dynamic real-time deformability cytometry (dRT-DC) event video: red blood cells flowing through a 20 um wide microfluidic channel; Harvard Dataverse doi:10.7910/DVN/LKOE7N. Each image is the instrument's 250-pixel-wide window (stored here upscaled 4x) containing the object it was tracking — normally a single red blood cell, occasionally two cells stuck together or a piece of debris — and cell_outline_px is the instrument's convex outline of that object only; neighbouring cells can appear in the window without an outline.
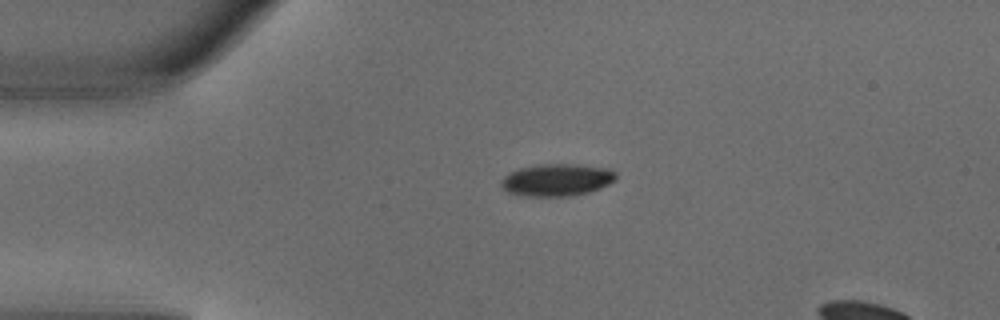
{"species": "common noctule bat (a hibernating species)", "species_latin": "Nyctalus noctula", "temperature_condition": "warm", "stored_images_in_passage": 4, "camera_frame_rate_fps": 3000, "um_per_image_px": 0.085, "animal": {"sex": "male", "body_mass_g": 18.8}, "frame": {"image": 1, "passage_image": 1, "time_ms": 0.0, "image_size_px": [1000, 320], "cell_outline_px": [[616, 180], [600, 188], [588, 192], [568, 196], [520, 196], [508, 192], [500, 184], [500, 180], [508, 172], [520, 168], [536, 164], [576, 164], [612, 168], [616, 172]], "centroid_in_image_um": [47.33, 15.28], "position_along_channel_um": 37.7, "area_um2": 21.85}}
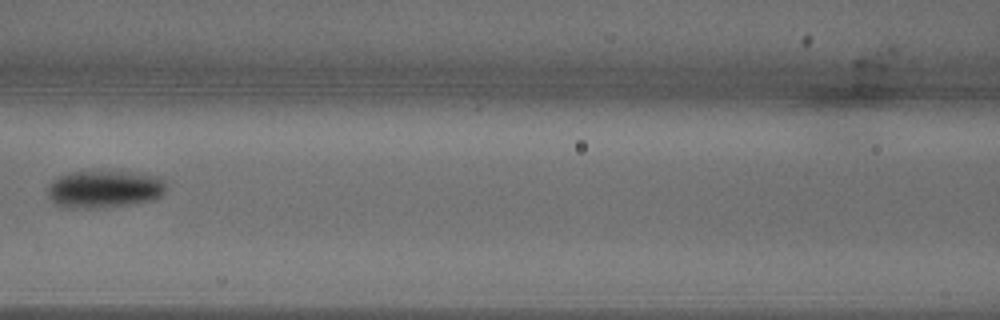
{"frame": {"image": 2, "passage_image": 4, "time_ms": 1.0, "image_size_px": [1000, 320], "cell_outline_px": [[164, 192], [160, 196], [152, 200], [132, 204], [104, 208], [72, 208], [56, 204], [48, 196], [48, 188], [52, 180], [60, 176], [72, 172], [132, 172], [160, 176], [164, 180]], "centroid_in_image_um": [8.88, 16.08], "position_along_channel_um": 157.7, "area_um2": 25.78}}